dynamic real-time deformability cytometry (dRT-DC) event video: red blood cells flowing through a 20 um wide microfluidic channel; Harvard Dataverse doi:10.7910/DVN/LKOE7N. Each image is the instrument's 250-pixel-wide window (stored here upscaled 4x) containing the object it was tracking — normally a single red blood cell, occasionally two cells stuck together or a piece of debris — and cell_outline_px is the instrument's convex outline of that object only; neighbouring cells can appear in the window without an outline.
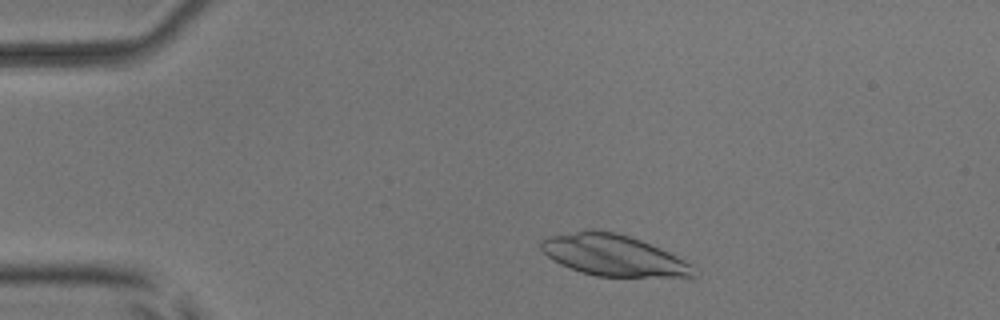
{"species": "common noctule bat (a hibernating species)", "species_latin": "Nyctalus noctula", "temperature_condition": "room temperature", "stored_images_in_passage": 4, "camera_frame_rate_fps": 3000, "um_per_image_px": 0.085, "animal": {"sex": "male", "body_mass_g": 17.9, "forearm_length_mm": 54.2}, "frame": {"image": 1, "passage_image": 2, "time_ms": 1.333, "image_size_px": [1000, 320], "cell_outline_px": [[696, 276], [692, 280], [596, 276], [580, 272], [560, 264], [552, 260], [540, 248], [540, 240], [548, 236], [584, 228], [592, 228], [616, 232], [640, 240], [668, 252], [692, 264]], "centroid_in_image_um": [52.2, 21.74], "position_along_channel_um": 32.8, "area_um2": 38.03}}